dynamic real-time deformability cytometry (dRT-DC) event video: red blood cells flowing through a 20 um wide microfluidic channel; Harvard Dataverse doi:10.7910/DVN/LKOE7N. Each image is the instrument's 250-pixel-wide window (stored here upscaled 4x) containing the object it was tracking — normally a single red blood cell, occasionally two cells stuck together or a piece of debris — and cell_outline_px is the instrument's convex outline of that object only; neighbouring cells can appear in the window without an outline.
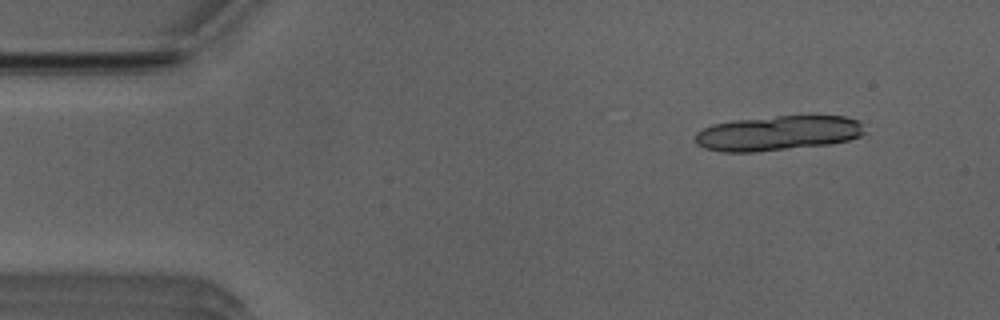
{"species": "Egyptian fruit bat (a non-hibernating species)", "species_latin": "Rousettus aegyptiacus", "temperature_condition": "room temperature", "stored_images_in_passage": 17, "camera_frame_rate_fps": 3000, "um_per_image_px": 0.085, "animal": {"sex": "male"}, "frame": {"image": 1, "passage_image": 5, "time_ms": 1.333, "image_size_px": [1000, 320], "cell_outline_px": [[864, 132], [860, 136], [848, 140], [828, 144], [756, 152], [720, 152], [704, 148], [696, 144], [696, 132], [712, 124], [736, 120], [776, 116], [844, 116], [860, 120]], "centroid_in_image_um": [66.1, 11.32], "position_along_channel_um": 18.9, "area_um2": 34.33}}